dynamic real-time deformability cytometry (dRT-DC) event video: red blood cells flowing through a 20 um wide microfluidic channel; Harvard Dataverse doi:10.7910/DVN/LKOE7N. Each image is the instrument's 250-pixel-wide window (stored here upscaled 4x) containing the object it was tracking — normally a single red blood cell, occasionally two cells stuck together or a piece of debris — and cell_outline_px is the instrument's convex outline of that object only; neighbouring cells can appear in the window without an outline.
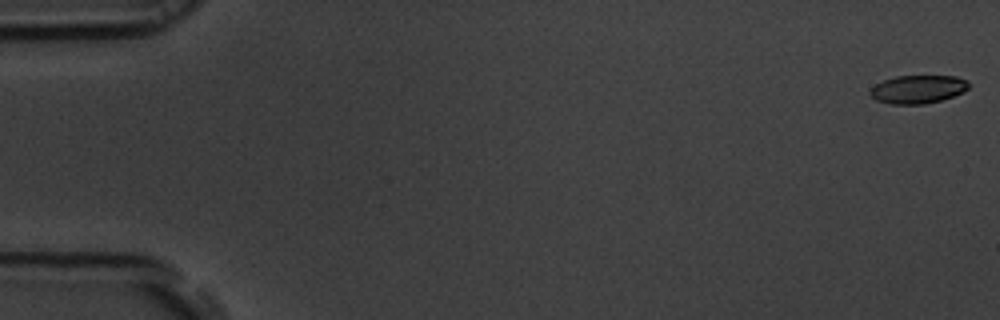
{"species": "common noctule bat (a hibernating species)", "species_latin": "Nyctalus noctula", "temperature_condition": "room temperature", "stored_images_in_passage": 9, "camera_frame_rate_fps": 3000, "um_per_image_px": 0.085, "animal": {"sex": "male", "body_mass_g": 19.5, "forearm_length_mm": 54.6}, "frame": {"image": 1, "passage_image": 1, "time_ms": 0.0, "image_size_px": [1000, 320], "cell_outline_px": [[968, 88], [964, 92], [940, 100], [924, 104], [888, 104], [876, 100], [868, 92], [876, 84], [884, 80], [896, 76], [956, 76], [964, 80], [968, 84]], "centroid_in_image_um": [77.99, 7.59], "position_along_channel_um": 7.0, "area_um2": 16.07}}